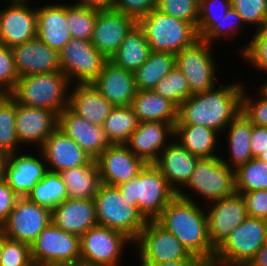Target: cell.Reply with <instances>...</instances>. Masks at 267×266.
Here are the masks:
<instances>
[{"label": "cell", "instance_id": "obj_1", "mask_svg": "<svg viewBox=\"0 0 267 266\" xmlns=\"http://www.w3.org/2000/svg\"><path fill=\"white\" fill-rule=\"evenodd\" d=\"M221 87V88H220ZM193 94L178 107L176 124L200 125L220 133L242 110L243 82Z\"/></svg>", "mask_w": 267, "mask_h": 266}, {"label": "cell", "instance_id": "obj_2", "mask_svg": "<svg viewBox=\"0 0 267 266\" xmlns=\"http://www.w3.org/2000/svg\"><path fill=\"white\" fill-rule=\"evenodd\" d=\"M206 210L197 201L176 195L156 220L204 266H211L215 249L209 240Z\"/></svg>", "mask_w": 267, "mask_h": 266}, {"label": "cell", "instance_id": "obj_3", "mask_svg": "<svg viewBox=\"0 0 267 266\" xmlns=\"http://www.w3.org/2000/svg\"><path fill=\"white\" fill-rule=\"evenodd\" d=\"M117 187L123 199L135 206L146 221H156L177 195L154 163L145 164L136 177Z\"/></svg>", "mask_w": 267, "mask_h": 266}, {"label": "cell", "instance_id": "obj_4", "mask_svg": "<svg viewBox=\"0 0 267 266\" xmlns=\"http://www.w3.org/2000/svg\"><path fill=\"white\" fill-rule=\"evenodd\" d=\"M70 85L71 81L62 71L32 74L20 77L10 95L19 104L59 114L69 106Z\"/></svg>", "mask_w": 267, "mask_h": 266}, {"label": "cell", "instance_id": "obj_5", "mask_svg": "<svg viewBox=\"0 0 267 266\" xmlns=\"http://www.w3.org/2000/svg\"><path fill=\"white\" fill-rule=\"evenodd\" d=\"M150 50L177 54L199 40L197 29L185 20L169 16L156 8L137 21Z\"/></svg>", "mask_w": 267, "mask_h": 266}, {"label": "cell", "instance_id": "obj_6", "mask_svg": "<svg viewBox=\"0 0 267 266\" xmlns=\"http://www.w3.org/2000/svg\"><path fill=\"white\" fill-rule=\"evenodd\" d=\"M93 200L98 225L120 231L133 242L137 239L147 221L123 199L117 186L101 183Z\"/></svg>", "mask_w": 267, "mask_h": 266}, {"label": "cell", "instance_id": "obj_7", "mask_svg": "<svg viewBox=\"0 0 267 266\" xmlns=\"http://www.w3.org/2000/svg\"><path fill=\"white\" fill-rule=\"evenodd\" d=\"M267 242V220L247 217L215 251L211 266H247Z\"/></svg>", "mask_w": 267, "mask_h": 266}, {"label": "cell", "instance_id": "obj_8", "mask_svg": "<svg viewBox=\"0 0 267 266\" xmlns=\"http://www.w3.org/2000/svg\"><path fill=\"white\" fill-rule=\"evenodd\" d=\"M183 188L177 195L191 201L195 200L187 193L189 189L209 202L225 198L236 192L235 170L229 168L220 156L199 159Z\"/></svg>", "mask_w": 267, "mask_h": 266}, {"label": "cell", "instance_id": "obj_9", "mask_svg": "<svg viewBox=\"0 0 267 266\" xmlns=\"http://www.w3.org/2000/svg\"><path fill=\"white\" fill-rule=\"evenodd\" d=\"M34 266L81 263L80 237L66 232L52 222L30 246Z\"/></svg>", "mask_w": 267, "mask_h": 266}, {"label": "cell", "instance_id": "obj_10", "mask_svg": "<svg viewBox=\"0 0 267 266\" xmlns=\"http://www.w3.org/2000/svg\"><path fill=\"white\" fill-rule=\"evenodd\" d=\"M59 66L68 79L76 84L93 83L102 73L108 59L91 41L71 38L58 52Z\"/></svg>", "mask_w": 267, "mask_h": 266}, {"label": "cell", "instance_id": "obj_11", "mask_svg": "<svg viewBox=\"0 0 267 266\" xmlns=\"http://www.w3.org/2000/svg\"><path fill=\"white\" fill-rule=\"evenodd\" d=\"M81 263L86 266H119L126 244L134 242L120 231L96 225L80 237Z\"/></svg>", "mask_w": 267, "mask_h": 266}, {"label": "cell", "instance_id": "obj_12", "mask_svg": "<svg viewBox=\"0 0 267 266\" xmlns=\"http://www.w3.org/2000/svg\"><path fill=\"white\" fill-rule=\"evenodd\" d=\"M212 49L213 45L199 39L175 54V65L183 72L192 95L216 86L217 64Z\"/></svg>", "mask_w": 267, "mask_h": 266}, {"label": "cell", "instance_id": "obj_13", "mask_svg": "<svg viewBox=\"0 0 267 266\" xmlns=\"http://www.w3.org/2000/svg\"><path fill=\"white\" fill-rule=\"evenodd\" d=\"M51 222L49 209L31 202L27 197H20L1 229L8 239L31 246Z\"/></svg>", "mask_w": 267, "mask_h": 266}, {"label": "cell", "instance_id": "obj_14", "mask_svg": "<svg viewBox=\"0 0 267 266\" xmlns=\"http://www.w3.org/2000/svg\"><path fill=\"white\" fill-rule=\"evenodd\" d=\"M136 250L155 264L174 260H197L183 244L157 221H147L134 241Z\"/></svg>", "mask_w": 267, "mask_h": 266}, {"label": "cell", "instance_id": "obj_15", "mask_svg": "<svg viewBox=\"0 0 267 266\" xmlns=\"http://www.w3.org/2000/svg\"><path fill=\"white\" fill-rule=\"evenodd\" d=\"M214 202V203H212ZM207 216L208 235L212 247L217 250L247 217L245 199L235 192L225 198L209 202Z\"/></svg>", "mask_w": 267, "mask_h": 266}, {"label": "cell", "instance_id": "obj_16", "mask_svg": "<svg viewBox=\"0 0 267 266\" xmlns=\"http://www.w3.org/2000/svg\"><path fill=\"white\" fill-rule=\"evenodd\" d=\"M0 10V45L13 47L37 36L36 8L29 2H9Z\"/></svg>", "mask_w": 267, "mask_h": 266}, {"label": "cell", "instance_id": "obj_17", "mask_svg": "<svg viewBox=\"0 0 267 266\" xmlns=\"http://www.w3.org/2000/svg\"><path fill=\"white\" fill-rule=\"evenodd\" d=\"M101 183L118 186L136 177L145 162L135 156L125 144H111L95 159Z\"/></svg>", "mask_w": 267, "mask_h": 266}, {"label": "cell", "instance_id": "obj_18", "mask_svg": "<svg viewBox=\"0 0 267 266\" xmlns=\"http://www.w3.org/2000/svg\"><path fill=\"white\" fill-rule=\"evenodd\" d=\"M136 24L134 18L112 8L98 9L91 43L110 60Z\"/></svg>", "mask_w": 267, "mask_h": 266}, {"label": "cell", "instance_id": "obj_19", "mask_svg": "<svg viewBox=\"0 0 267 266\" xmlns=\"http://www.w3.org/2000/svg\"><path fill=\"white\" fill-rule=\"evenodd\" d=\"M175 127L166 122H139L125 145L146 164L155 163L161 151L174 138ZM170 140H166L168 137ZM167 143V144H166Z\"/></svg>", "mask_w": 267, "mask_h": 266}, {"label": "cell", "instance_id": "obj_20", "mask_svg": "<svg viewBox=\"0 0 267 266\" xmlns=\"http://www.w3.org/2000/svg\"><path fill=\"white\" fill-rule=\"evenodd\" d=\"M58 129L74 140L93 160L111 145L102 126L88 122L69 107L58 114Z\"/></svg>", "mask_w": 267, "mask_h": 266}, {"label": "cell", "instance_id": "obj_21", "mask_svg": "<svg viewBox=\"0 0 267 266\" xmlns=\"http://www.w3.org/2000/svg\"><path fill=\"white\" fill-rule=\"evenodd\" d=\"M15 127L20 146L31 143L40 148L58 128V114L44 108L17 103Z\"/></svg>", "mask_w": 267, "mask_h": 266}, {"label": "cell", "instance_id": "obj_22", "mask_svg": "<svg viewBox=\"0 0 267 266\" xmlns=\"http://www.w3.org/2000/svg\"><path fill=\"white\" fill-rule=\"evenodd\" d=\"M37 154L38 158L29 153L18 155V152L8 156L4 180L19 197H26L48 172L41 151Z\"/></svg>", "mask_w": 267, "mask_h": 266}, {"label": "cell", "instance_id": "obj_23", "mask_svg": "<svg viewBox=\"0 0 267 266\" xmlns=\"http://www.w3.org/2000/svg\"><path fill=\"white\" fill-rule=\"evenodd\" d=\"M38 149L44 157L48 171L51 172L60 173L66 169L89 165L93 161L74 140L58 128Z\"/></svg>", "mask_w": 267, "mask_h": 266}, {"label": "cell", "instance_id": "obj_24", "mask_svg": "<svg viewBox=\"0 0 267 266\" xmlns=\"http://www.w3.org/2000/svg\"><path fill=\"white\" fill-rule=\"evenodd\" d=\"M15 69L20 77L32 74L61 71L58 52L51 49L37 36L11 47Z\"/></svg>", "mask_w": 267, "mask_h": 266}, {"label": "cell", "instance_id": "obj_25", "mask_svg": "<svg viewBox=\"0 0 267 266\" xmlns=\"http://www.w3.org/2000/svg\"><path fill=\"white\" fill-rule=\"evenodd\" d=\"M199 159L174 137L161 151L154 164L159 168L170 186L178 193L190 180Z\"/></svg>", "mask_w": 267, "mask_h": 266}, {"label": "cell", "instance_id": "obj_26", "mask_svg": "<svg viewBox=\"0 0 267 266\" xmlns=\"http://www.w3.org/2000/svg\"><path fill=\"white\" fill-rule=\"evenodd\" d=\"M51 220L60 229L81 237L97 225L94 200L67 198L51 210Z\"/></svg>", "mask_w": 267, "mask_h": 266}, {"label": "cell", "instance_id": "obj_27", "mask_svg": "<svg viewBox=\"0 0 267 266\" xmlns=\"http://www.w3.org/2000/svg\"><path fill=\"white\" fill-rule=\"evenodd\" d=\"M92 84L113 106L131 105L137 93L134 73L116 66L110 60Z\"/></svg>", "mask_w": 267, "mask_h": 266}, {"label": "cell", "instance_id": "obj_28", "mask_svg": "<svg viewBox=\"0 0 267 266\" xmlns=\"http://www.w3.org/2000/svg\"><path fill=\"white\" fill-rule=\"evenodd\" d=\"M37 37L51 49L59 52L70 40L66 4H44L36 7Z\"/></svg>", "mask_w": 267, "mask_h": 266}, {"label": "cell", "instance_id": "obj_29", "mask_svg": "<svg viewBox=\"0 0 267 266\" xmlns=\"http://www.w3.org/2000/svg\"><path fill=\"white\" fill-rule=\"evenodd\" d=\"M70 89L69 108L88 122L102 126L111 113L113 105L89 84H76Z\"/></svg>", "mask_w": 267, "mask_h": 266}, {"label": "cell", "instance_id": "obj_30", "mask_svg": "<svg viewBox=\"0 0 267 266\" xmlns=\"http://www.w3.org/2000/svg\"><path fill=\"white\" fill-rule=\"evenodd\" d=\"M130 106L139 122H166L175 127L178 120V107L153 90L137 91Z\"/></svg>", "mask_w": 267, "mask_h": 266}, {"label": "cell", "instance_id": "obj_31", "mask_svg": "<svg viewBox=\"0 0 267 266\" xmlns=\"http://www.w3.org/2000/svg\"><path fill=\"white\" fill-rule=\"evenodd\" d=\"M228 128V129H227ZM229 159L221 160L231 169L246 164L253 158L250 150V138L252 134V123L241 111L226 127ZM230 161V162H227ZM230 163V164H229Z\"/></svg>", "mask_w": 267, "mask_h": 266}, {"label": "cell", "instance_id": "obj_32", "mask_svg": "<svg viewBox=\"0 0 267 266\" xmlns=\"http://www.w3.org/2000/svg\"><path fill=\"white\" fill-rule=\"evenodd\" d=\"M220 134L200 125L176 124L175 134L178 140L192 155L202 158H212L218 152ZM217 148V150H216ZM216 153V154H215Z\"/></svg>", "mask_w": 267, "mask_h": 266}, {"label": "cell", "instance_id": "obj_33", "mask_svg": "<svg viewBox=\"0 0 267 266\" xmlns=\"http://www.w3.org/2000/svg\"><path fill=\"white\" fill-rule=\"evenodd\" d=\"M66 185L67 198L94 199L101 185L99 167L95 160L60 172Z\"/></svg>", "mask_w": 267, "mask_h": 266}, {"label": "cell", "instance_id": "obj_34", "mask_svg": "<svg viewBox=\"0 0 267 266\" xmlns=\"http://www.w3.org/2000/svg\"><path fill=\"white\" fill-rule=\"evenodd\" d=\"M151 52L143 30L136 24L110 58L116 66L135 72L147 60Z\"/></svg>", "mask_w": 267, "mask_h": 266}, {"label": "cell", "instance_id": "obj_35", "mask_svg": "<svg viewBox=\"0 0 267 266\" xmlns=\"http://www.w3.org/2000/svg\"><path fill=\"white\" fill-rule=\"evenodd\" d=\"M175 66V54L151 51L144 64L134 72L137 91L152 90Z\"/></svg>", "mask_w": 267, "mask_h": 266}, {"label": "cell", "instance_id": "obj_36", "mask_svg": "<svg viewBox=\"0 0 267 266\" xmlns=\"http://www.w3.org/2000/svg\"><path fill=\"white\" fill-rule=\"evenodd\" d=\"M138 125V117L130 105L114 106L102 128L111 144H125Z\"/></svg>", "mask_w": 267, "mask_h": 266}, {"label": "cell", "instance_id": "obj_37", "mask_svg": "<svg viewBox=\"0 0 267 266\" xmlns=\"http://www.w3.org/2000/svg\"><path fill=\"white\" fill-rule=\"evenodd\" d=\"M26 197L51 211L67 199L66 185L61 174L48 171Z\"/></svg>", "mask_w": 267, "mask_h": 266}, {"label": "cell", "instance_id": "obj_38", "mask_svg": "<svg viewBox=\"0 0 267 266\" xmlns=\"http://www.w3.org/2000/svg\"><path fill=\"white\" fill-rule=\"evenodd\" d=\"M245 25L240 15L230 8L220 20H198L197 34L199 39L213 45L215 40L225 37L233 38L241 33L239 28ZM222 38V39H220Z\"/></svg>", "mask_w": 267, "mask_h": 266}, {"label": "cell", "instance_id": "obj_39", "mask_svg": "<svg viewBox=\"0 0 267 266\" xmlns=\"http://www.w3.org/2000/svg\"><path fill=\"white\" fill-rule=\"evenodd\" d=\"M16 112L17 101L5 94L0 99V149L8 154L18 152L20 146L15 127Z\"/></svg>", "mask_w": 267, "mask_h": 266}, {"label": "cell", "instance_id": "obj_40", "mask_svg": "<svg viewBox=\"0 0 267 266\" xmlns=\"http://www.w3.org/2000/svg\"><path fill=\"white\" fill-rule=\"evenodd\" d=\"M98 9L80 4H66L67 26L71 38L91 41Z\"/></svg>", "mask_w": 267, "mask_h": 266}, {"label": "cell", "instance_id": "obj_41", "mask_svg": "<svg viewBox=\"0 0 267 266\" xmlns=\"http://www.w3.org/2000/svg\"><path fill=\"white\" fill-rule=\"evenodd\" d=\"M235 190L244 193L267 190V163L252 158L235 170Z\"/></svg>", "mask_w": 267, "mask_h": 266}, {"label": "cell", "instance_id": "obj_42", "mask_svg": "<svg viewBox=\"0 0 267 266\" xmlns=\"http://www.w3.org/2000/svg\"><path fill=\"white\" fill-rule=\"evenodd\" d=\"M152 90L160 96L169 99L177 107L192 95L183 72L176 65Z\"/></svg>", "mask_w": 267, "mask_h": 266}, {"label": "cell", "instance_id": "obj_43", "mask_svg": "<svg viewBox=\"0 0 267 266\" xmlns=\"http://www.w3.org/2000/svg\"><path fill=\"white\" fill-rule=\"evenodd\" d=\"M240 55L251 66L267 74V24L255 30L249 43L242 47Z\"/></svg>", "mask_w": 267, "mask_h": 266}, {"label": "cell", "instance_id": "obj_44", "mask_svg": "<svg viewBox=\"0 0 267 266\" xmlns=\"http://www.w3.org/2000/svg\"><path fill=\"white\" fill-rule=\"evenodd\" d=\"M160 12L191 23L196 29L199 17V0H157Z\"/></svg>", "mask_w": 267, "mask_h": 266}, {"label": "cell", "instance_id": "obj_45", "mask_svg": "<svg viewBox=\"0 0 267 266\" xmlns=\"http://www.w3.org/2000/svg\"><path fill=\"white\" fill-rule=\"evenodd\" d=\"M233 8L242 18L244 24L260 28L267 13V0H230Z\"/></svg>", "mask_w": 267, "mask_h": 266}, {"label": "cell", "instance_id": "obj_46", "mask_svg": "<svg viewBox=\"0 0 267 266\" xmlns=\"http://www.w3.org/2000/svg\"><path fill=\"white\" fill-rule=\"evenodd\" d=\"M0 266H34L30 245L6 237L3 240Z\"/></svg>", "mask_w": 267, "mask_h": 266}, {"label": "cell", "instance_id": "obj_47", "mask_svg": "<svg viewBox=\"0 0 267 266\" xmlns=\"http://www.w3.org/2000/svg\"><path fill=\"white\" fill-rule=\"evenodd\" d=\"M18 79L11 47L0 45V89L10 94L15 89Z\"/></svg>", "mask_w": 267, "mask_h": 266}, {"label": "cell", "instance_id": "obj_48", "mask_svg": "<svg viewBox=\"0 0 267 266\" xmlns=\"http://www.w3.org/2000/svg\"><path fill=\"white\" fill-rule=\"evenodd\" d=\"M245 85L242 93V112L250 120V122L257 126L267 127V99L258 95L259 97L252 98L249 96ZM247 92V93H246ZM260 98V99H259Z\"/></svg>", "mask_w": 267, "mask_h": 266}, {"label": "cell", "instance_id": "obj_49", "mask_svg": "<svg viewBox=\"0 0 267 266\" xmlns=\"http://www.w3.org/2000/svg\"><path fill=\"white\" fill-rule=\"evenodd\" d=\"M156 6L157 0H114L112 9L138 21L155 9Z\"/></svg>", "mask_w": 267, "mask_h": 266}, {"label": "cell", "instance_id": "obj_50", "mask_svg": "<svg viewBox=\"0 0 267 266\" xmlns=\"http://www.w3.org/2000/svg\"><path fill=\"white\" fill-rule=\"evenodd\" d=\"M249 217L267 220V190L242 193Z\"/></svg>", "mask_w": 267, "mask_h": 266}, {"label": "cell", "instance_id": "obj_51", "mask_svg": "<svg viewBox=\"0 0 267 266\" xmlns=\"http://www.w3.org/2000/svg\"><path fill=\"white\" fill-rule=\"evenodd\" d=\"M230 8V0H199L198 20H220Z\"/></svg>", "mask_w": 267, "mask_h": 266}, {"label": "cell", "instance_id": "obj_52", "mask_svg": "<svg viewBox=\"0 0 267 266\" xmlns=\"http://www.w3.org/2000/svg\"><path fill=\"white\" fill-rule=\"evenodd\" d=\"M19 198L4 179L0 181V227L8 219Z\"/></svg>", "mask_w": 267, "mask_h": 266}, {"label": "cell", "instance_id": "obj_53", "mask_svg": "<svg viewBox=\"0 0 267 266\" xmlns=\"http://www.w3.org/2000/svg\"><path fill=\"white\" fill-rule=\"evenodd\" d=\"M250 150L253 158L267 150V127L252 124Z\"/></svg>", "mask_w": 267, "mask_h": 266}, {"label": "cell", "instance_id": "obj_54", "mask_svg": "<svg viewBox=\"0 0 267 266\" xmlns=\"http://www.w3.org/2000/svg\"><path fill=\"white\" fill-rule=\"evenodd\" d=\"M114 0H78L77 4L97 9H111Z\"/></svg>", "mask_w": 267, "mask_h": 266}, {"label": "cell", "instance_id": "obj_55", "mask_svg": "<svg viewBox=\"0 0 267 266\" xmlns=\"http://www.w3.org/2000/svg\"><path fill=\"white\" fill-rule=\"evenodd\" d=\"M247 266H267V242L257 251Z\"/></svg>", "mask_w": 267, "mask_h": 266}, {"label": "cell", "instance_id": "obj_56", "mask_svg": "<svg viewBox=\"0 0 267 266\" xmlns=\"http://www.w3.org/2000/svg\"><path fill=\"white\" fill-rule=\"evenodd\" d=\"M156 266H204L198 260H174L166 263L156 264Z\"/></svg>", "mask_w": 267, "mask_h": 266}, {"label": "cell", "instance_id": "obj_57", "mask_svg": "<svg viewBox=\"0 0 267 266\" xmlns=\"http://www.w3.org/2000/svg\"><path fill=\"white\" fill-rule=\"evenodd\" d=\"M9 154L4 150L0 149V181L4 179V173L6 168V163L8 161Z\"/></svg>", "mask_w": 267, "mask_h": 266}, {"label": "cell", "instance_id": "obj_58", "mask_svg": "<svg viewBox=\"0 0 267 266\" xmlns=\"http://www.w3.org/2000/svg\"><path fill=\"white\" fill-rule=\"evenodd\" d=\"M139 254V261L141 262L139 266H156L155 262L146 258L142 253L137 252Z\"/></svg>", "mask_w": 267, "mask_h": 266}, {"label": "cell", "instance_id": "obj_59", "mask_svg": "<svg viewBox=\"0 0 267 266\" xmlns=\"http://www.w3.org/2000/svg\"><path fill=\"white\" fill-rule=\"evenodd\" d=\"M258 89H259L258 94L267 99V81H265V83L263 84L261 83V86Z\"/></svg>", "mask_w": 267, "mask_h": 266}, {"label": "cell", "instance_id": "obj_60", "mask_svg": "<svg viewBox=\"0 0 267 266\" xmlns=\"http://www.w3.org/2000/svg\"><path fill=\"white\" fill-rule=\"evenodd\" d=\"M5 235L0 227V257H1V253H2V247H3V240L5 239Z\"/></svg>", "mask_w": 267, "mask_h": 266}, {"label": "cell", "instance_id": "obj_61", "mask_svg": "<svg viewBox=\"0 0 267 266\" xmlns=\"http://www.w3.org/2000/svg\"><path fill=\"white\" fill-rule=\"evenodd\" d=\"M259 160L267 163V150L261 153L258 157Z\"/></svg>", "mask_w": 267, "mask_h": 266}, {"label": "cell", "instance_id": "obj_62", "mask_svg": "<svg viewBox=\"0 0 267 266\" xmlns=\"http://www.w3.org/2000/svg\"><path fill=\"white\" fill-rule=\"evenodd\" d=\"M30 2L31 1V3H33L32 2V0H7L6 2Z\"/></svg>", "mask_w": 267, "mask_h": 266}, {"label": "cell", "instance_id": "obj_63", "mask_svg": "<svg viewBox=\"0 0 267 266\" xmlns=\"http://www.w3.org/2000/svg\"><path fill=\"white\" fill-rule=\"evenodd\" d=\"M56 266H86V265L82 263H78V264L56 265Z\"/></svg>", "mask_w": 267, "mask_h": 266}, {"label": "cell", "instance_id": "obj_64", "mask_svg": "<svg viewBox=\"0 0 267 266\" xmlns=\"http://www.w3.org/2000/svg\"><path fill=\"white\" fill-rule=\"evenodd\" d=\"M6 93L2 90V89H0V99L5 95Z\"/></svg>", "mask_w": 267, "mask_h": 266}, {"label": "cell", "instance_id": "obj_65", "mask_svg": "<svg viewBox=\"0 0 267 266\" xmlns=\"http://www.w3.org/2000/svg\"><path fill=\"white\" fill-rule=\"evenodd\" d=\"M263 24H267V13Z\"/></svg>", "mask_w": 267, "mask_h": 266}]
</instances>
